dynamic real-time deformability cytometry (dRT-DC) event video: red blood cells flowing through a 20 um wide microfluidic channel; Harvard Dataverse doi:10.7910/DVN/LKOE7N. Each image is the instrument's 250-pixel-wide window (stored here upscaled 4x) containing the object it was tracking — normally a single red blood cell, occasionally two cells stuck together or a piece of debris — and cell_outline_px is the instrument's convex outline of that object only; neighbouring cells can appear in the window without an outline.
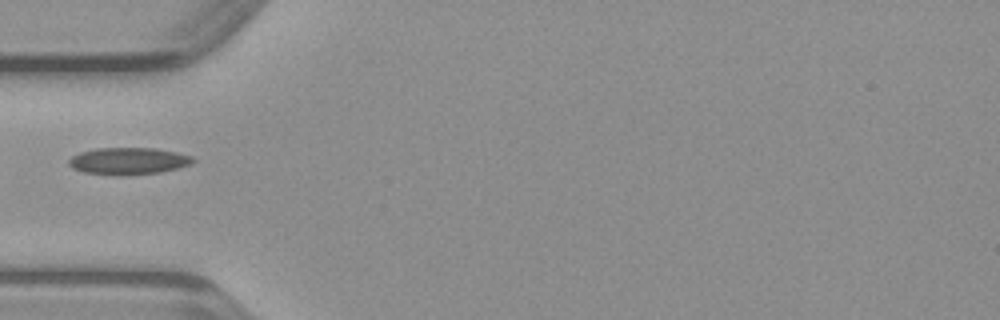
{"species": "common noctule bat (a hibernating species)", "species_latin": "Nyctalus noctula", "temperature_condition": "warm", "stored_images_in_passage": 33, "camera_frame_rate_fps": 3000, "um_per_image_px": 0.085, "animal": {"sex": "male", "body_mass_g": 23.1, "forearm_length_mm": 52.7}, "frame": {"image": 1, "passage_image": 1, "time_ms": 0.0, "image_size_px": [1000, 320], "cell_outline_px": [[196, 160], [188, 164], [176, 168], [160, 172], [120, 176], [84, 172], [72, 168], [68, 164], [68, 160], [72, 156], [80, 152], [96, 148], [156, 148], [176, 152], [192, 156]], "centroid_in_image_um": [10.88, 13.68], "position_along_channel_um": 74.1, "area_um2": 19.48}}